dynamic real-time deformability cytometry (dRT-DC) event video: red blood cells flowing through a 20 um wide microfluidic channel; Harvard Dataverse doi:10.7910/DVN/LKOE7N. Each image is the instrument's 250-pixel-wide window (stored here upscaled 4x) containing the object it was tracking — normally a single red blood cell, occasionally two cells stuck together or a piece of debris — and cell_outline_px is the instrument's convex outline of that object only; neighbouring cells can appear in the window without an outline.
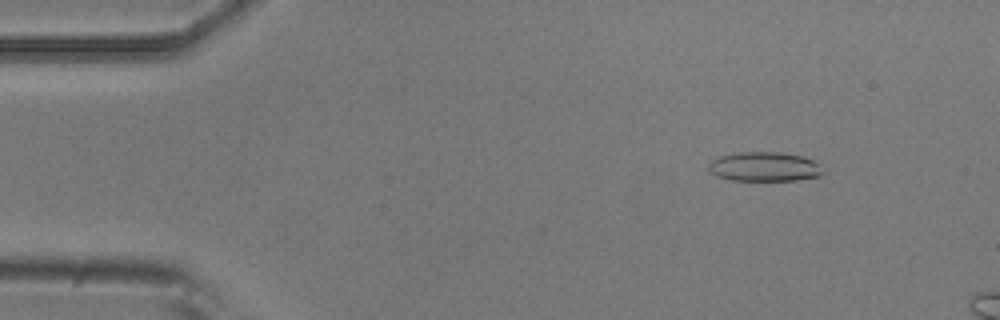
{"species": "common noctule bat (a hibernating species)", "species_latin": "Nyctalus noctula", "temperature_condition": "room temperature", "stored_images_in_passage": 4, "camera_frame_rate_fps": 3000, "um_per_image_px": 0.085, "animal": {"sex": "male", "body_mass_g": 20.5, "forearm_length_mm": 52.5}, "frame": {"image": 1, "passage_image": 2, "time_ms": 0.333, "image_size_px": [1000, 320], "cell_outline_px": [[824, 172], [820, 176], [796, 180], [732, 180], [716, 176], [708, 172], [708, 164], [712, 160], [720, 156], [740, 152], [780, 152], [804, 156], [812, 160]], "centroid_in_image_um": [64.93, 14.17], "position_along_channel_um": 20.1, "area_um2": 19.54}}